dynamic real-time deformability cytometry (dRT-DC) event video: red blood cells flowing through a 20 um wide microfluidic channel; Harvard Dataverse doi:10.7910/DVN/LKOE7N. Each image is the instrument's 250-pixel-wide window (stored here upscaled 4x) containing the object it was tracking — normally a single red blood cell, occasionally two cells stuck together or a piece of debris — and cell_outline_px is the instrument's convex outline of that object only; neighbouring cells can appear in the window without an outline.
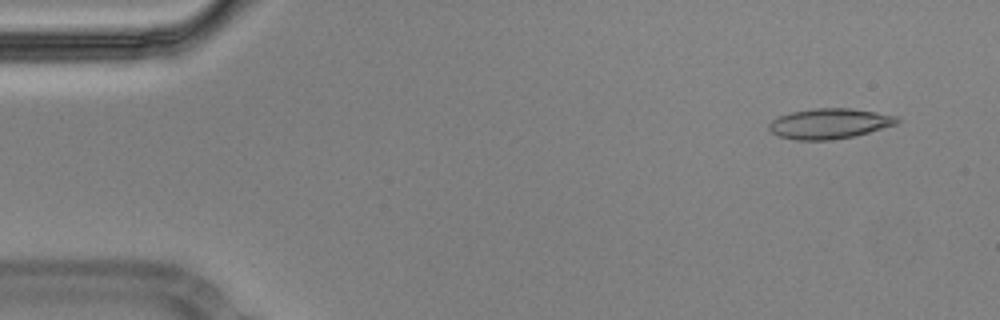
{"species": "Egyptian fruit bat (a non-hibernating species)", "species_latin": "Rousettus aegyptiacus", "temperature_condition": "cold", "stored_images_in_passage": 55, "camera_frame_rate_fps": 3000, "um_per_image_px": 0.085, "animal": {"sex": "male"}, "frame": {"image": 1, "passage_image": 4, "time_ms": 1.0, "image_size_px": [1000, 320], "cell_outline_px": [[900, 120], [896, 124], [868, 132], [852, 136], [828, 140], [796, 140], [780, 136], [772, 132], [768, 128], [768, 124], [772, 120], [780, 116], [792, 112], [812, 108], [848, 108], [876, 112], [900, 116]], "centroid_in_image_um": [70.51, 10.49], "position_along_channel_um": 14.5, "area_um2": 22.43}}
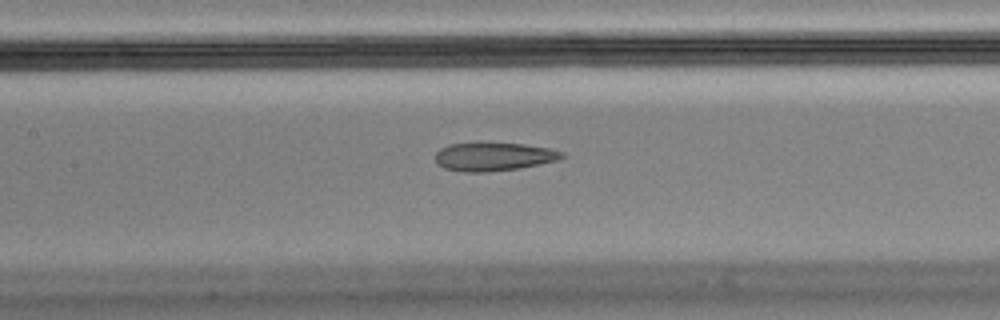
{"frame": {"image": 2, "passage_image": 25, "time_ms": 8.0, "image_size_px": [1000, 320], "cell_outline_px": [[564, 156], [560, 160], [520, 168], [488, 172], [464, 172], [444, 168], [436, 164], [436, 152], [440, 148], [448, 144], [524, 144], [548, 148], [564, 152]], "centroid_in_image_um": [41.97, 13.34], "position_along_channel_um": 165.4, "area_um2": 20.75}}
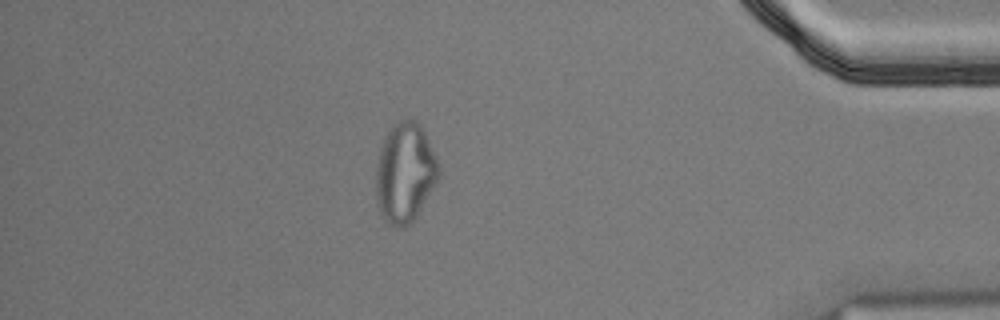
{"frame": {"image": 3, "passage_image": 48, "time_ms": 15.667, "image_size_px": [1000, 320], "cell_outline_px": [[440, 176], [436, 184], [416, 216], [404, 228], [400, 228], [388, 224], [384, 220], [380, 212], [376, 200], [376, 164], [380, 148], [384, 136], [392, 124], [400, 120], [416, 120], [424, 128], [436, 156], [440, 168]], "centroid_in_image_um": [34.42, 14.66], "position_along_channel_um": 400.8, "area_um2": 36.93}, "authors_computed_cell_mechanics": {"area_um2": 22.5998, "velocity_mm_per_s": 3.59, "shape_relaxation_time_tau1_ms": null, "shape_relaxation_time_tau2_ms": 2.1862, "deformation_change_tau1": null, "deformation_change_tau2": 0.1058}}